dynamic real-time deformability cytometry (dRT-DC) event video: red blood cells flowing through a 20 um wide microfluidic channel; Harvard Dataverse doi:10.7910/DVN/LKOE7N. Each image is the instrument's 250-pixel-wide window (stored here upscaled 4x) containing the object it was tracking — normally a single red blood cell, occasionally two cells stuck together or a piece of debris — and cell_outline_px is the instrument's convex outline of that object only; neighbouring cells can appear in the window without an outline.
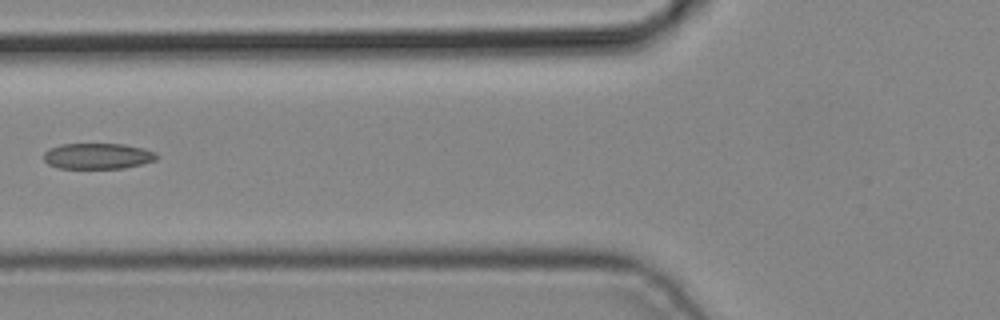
{"species": "common noctule bat (a hibernating species)", "species_latin": "Nyctalus noctula", "temperature_condition": "cold", "stored_images_in_passage": 5, "camera_frame_rate_fps": 3000, "um_per_image_px": 0.085, "animal": {"sex": "male", "body_mass_g": 19.2, "forearm_length_mm": 51.8}, "frame": {"image": 1, "passage_image": 5, "time_ms": 1.333, "image_size_px": [1000, 320], "cell_outline_px": [[160, 156], [156, 160], [124, 168], [60, 168], [48, 164], [44, 160], [44, 152], [48, 148], [60, 144], [124, 144], [144, 148], [156, 152]], "centroid_in_image_um": [8.32, 13.26], "position_along_channel_um": 117.5, "area_um2": 17.11}}